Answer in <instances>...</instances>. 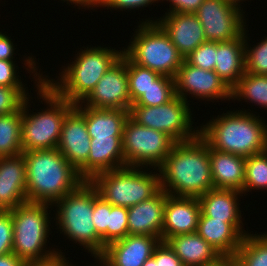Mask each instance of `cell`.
I'll use <instances>...</instances> for the list:
<instances>
[{"instance_id": "4dcf8cb0", "label": "cell", "mask_w": 267, "mask_h": 266, "mask_svg": "<svg viewBox=\"0 0 267 266\" xmlns=\"http://www.w3.org/2000/svg\"><path fill=\"white\" fill-rule=\"evenodd\" d=\"M255 189L267 190V150L246 158L243 194Z\"/></svg>"}, {"instance_id": "8992f818", "label": "cell", "mask_w": 267, "mask_h": 266, "mask_svg": "<svg viewBox=\"0 0 267 266\" xmlns=\"http://www.w3.org/2000/svg\"><path fill=\"white\" fill-rule=\"evenodd\" d=\"M55 225L70 241L83 246L94 256L101 255V237L92 220L94 211V185L85 180L75 190L57 200ZM62 231V232H61Z\"/></svg>"}, {"instance_id": "f546056e", "label": "cell", "mask_w": 267, "mask_h": 266, "mask_svg": "<svg viewBox=\"0 0 267 266\" xmlns=\"http://www.w3.org/2000/svg\"><path fill=\"white\" fill-rule=\"evenodd\" d=\"M235 257L238 266H267V233H248Z\"/></svg>"}, {"instance_id": "1f68e13d", "label": "cell", "mask_w": 267, "mask_h": 266, "mask_svg": "<svg viewBox=\"0 0 267 266\" xmlns=\"http://www.w3.org/2000/svg\"><path fill=\"white\" fill-rule=\"evenodd\" d=\"M175 97L174 78L161 75L132 105L159 106L170 102Z\"/></svg>"}, {"instance_id": "ac0fdd59", "label": "cell", "mask_w": 267, "mask_h": 266, "mask_svg": "<svg viewBox=\"0 0 267 266\" xmlns=\"http://www.w3.org/2000/svg\"><path fill=\"white\" fill-rule=\"evenodd\" d=\"M27 200L26 164L23 153L0 157V207L3 211L15 209Z\"/></svg>"}, {"instance_id": "ffe728a7", "label": "cell", "mask_w": 267, "mask_h": 266, "mask_svg": "<svg viewBox=\"0 0 267 266\" xmlns=\"http://www.w3.org/2000/svg\"><path fill=\"white\" fill-rule=\"evenodd\" d=\"M90 140L85 118L74 108L64 120L57 149L78 170L88 159Z\"/></svg>"}, {"instance_id": "9c48e42d", "label": "cell", "mask_w": 267, "mask_h": 266, "mask_svg": "<svg viewBox=\"0 0 267 266\" xmlns=\"http://www.w3.org/2000/svg\"><path fill=\"white\" fill-rule=\"evenodd\" d=\"M140 23L123 53L141 67L174 78L184 57L157 22Z\"/></svg>"}, {"instance_id": "7bdbcfd3", "label": "cell", "mask_w": 267, "mask_h": 266, "mask_svg": "<svg viewBox=\"0 0 267 266\" xmlns=\"http://www.w3.org/2000/svg\"><path fill=\"white\" fill-rule=\"evenodd\" d=\"M159 266H184L167 242L159 243Z\"/></svg>"}, {"instance_id": "cb8c5ba5", "label": "cell", "mask_w": 267, "mask_h": 266, "mask_svg": "<svg viewBox=\"0 0 267 266\" xmlns=\"http://www.w3.org/2000/svg\"><path fill=\"white\" fill-rule=\"evenodd\" d=\"M244 33L229 41L216 42V64L214 71L232 90L245 73Z\"/></svg>"}, {"instance_id": "7dc6e473", "label": "cell", "mask_w": 267, "mask_h": 266, "mask_svg": "<svg viewBox=\"0 0 267 266\" xmlns=\"http://www.w3.org/2000/svg\"><path fill=\"white\" fill-rule=\"evenodd\" d=\"M61 1H67V3H71V5L75 4V6H78L81 8L84 7V9L86 8H91V9H94L96 6L97 7H100L101 6V2L102 0H61Z\"/></svg>"}, {"instance_id": "7c38bea8", "label": "cell", "mask_w": 267, "mask_h": 266, "mask_svg": "<svg viewBox=\"0 0 267 266\" xmlns=\"http://www.w3.org/2000/svg\"><path fill=\"white\" fill-rule=\"evenodd\" d=\"M244 13L243 9L225 0H204L195 15L204 29L206 40L222 42L234 40L248 29Z\"/></svg>"}, {"instance_id": "7402d4cb", "label": "cell", "mask_w": 267, "mask_h": 266, "mask_svg": "<svg viewBox=\"0 0 267 266\" xmlns=\"http://www.w3.org/2000/svg\"><path fill=\"white\" fill-rule=\"evenodd\" d=\"M243 193L232 189H211L198 198L201 213L214 220H226L243 236L248 234L243 228L239 196Z\"/></svg>"}, {"instance_id": "d6986e66", "label": "cell", "mask_w": 267, "mask_h": 266, "mask_svg": "<svg viewBox=\"0 0 267 266\" xmlns=\"http://www.w3.org/2000/svg\"><path fill=\"white\" fill-rule=\"evenodd\" d=\"M126 166L122 136L95 137L90 140L87 161L77 171L84 180L90 181L98 173Z\"/></svg>"}, {"instance_id": "9a60e30c", "label": "cell", "mask_w": 267, "mask_h": 266, "mask_svg": "<svg viewBox=\"0 0 267 266\" xmlns=\"http://www.w3.org/2000/svg\"><path fill=\"white\" fill-rule=\"evenodd\" d=\"M154 22H157L168 34L171 42L184 58L207 41L204 29L195 13H165L157 20L149 18L143 21V23Z\"/></svg>"}, {"instance_id": "e0dca14e", "label": "cell", "mask_w": 267, "mask_h": 266, "mask_svg": "<svg viewBox=\"0 0 267 266\" xmlns=\"http://www.w3.org/2000/svg\"><path fill=\"white\" fill-rule=\"evenodd\" d=\"M201 206L198 198L167 195L164 207L162 241L197 231Z\"/></svg>"}, {"instance_id": "484cf974", "label": "cell", "mask_w": 267, "mask_h": 266, "mask_svg": "<svg viewBox=\"0 0 267 266\" xmlns=\"http://www.w3.org/2000/svg\"><path fill=\"white\" fill-rule=\"evenodd\" d=\"M75 109L85 118L90 138L123 136L129 110L99 109L75 104Z\"/></svg>"}, {"instance_id": "b9f144b4", "label": "cell", "mask_w": 267, "mask_h": 266, "mask_svg": "<svg viewBox=\"0 0 267 266\" xmlns=\"http://www.w3.org/2000/svg\"><path fill=\"white\" fill-rule=\"evenodd\" d=\"M161 1V0H159ZM164 1V0H162ZM171 2L165 13H195L204 0H166Z\"/></svg>"}, {"instance_id": "f907efd6", "label": "cell", "mask_w": 267, "mask_h": 266, "mask_svg": "<svg viewBox=\"0 0 267 266\" xmlns=\"http://www.w3.org/2000/svg\"><path fill=\"white\" fill-rule=\"evenodd\" d=\"M94 258L96 259L95 260L96 261L95 263H98V264L97 265L91 264L92 266H108L107 263L100 256H94ZM71 266H74V265L71 264Z\"/></svg>"}, {"instance_id": "5b68a950", "label": "cell", "mask_w": 267, "mask_h": 266, "mask_svg": "<svg viewBox=\"0 0 267 266\" xmlns=\"http://www.w3.org/2000/svg\"><path fill=\"white\" fill-rule=\"evenodd\" d=\"M122 54L123 48L122 51L101 46L80 49L75 60L61 69L57 80L45 75L44 83L70 103H81Z\"/></svg>"}, {"instance_id": "ee69618b", "label": "cell", "mask_w": 267, "mask_h": 266, "mask_svg": "<svg viewBox=\"0 0 267 266\" xmlns=\"http://www.w3.org/2000/svg\"><path fill=\"white\" fill-rule=\"evenodd\" d=\"M69 262L62 252H57L46 259L26 262L25 266H71Z\"/></svg>"}, {"instance_id": "ba28073f", "label": "cell", "mask_w": 267, "mask_h": 266, "mask_svg": "<svg viewBox=\"0 0 267 266\" xmlns=\"http://www.w3.org/2000/svg\"><path fill=\"white\" fill-rule=\"evenodd\" d=\"M52 207L47 203L25 202L11 210L13 253L25 263L46 259L61 252L58 248L46 250L47 238L51 231V210L48 213V208Z\"/></svg>"}, {"instance_id": "60d3db41", "label": "cell", "mask_w": 267, "mask_h": 266, "mask_svg": "<svg viewBox=\"0 0 267 266\" xmlns=\"http://www.w3.org/2000/svg\"><path fill=\"white\" fill-rule=\"evenodd\" d=\"M159 0H102L100 7H107L108 9H120L121 11H125L128 9L134 10L136 9H142L143 7H147L149 5H152V3H155Z\"/></svg>"}, {"instance_id": "8d00e7d4", "label": "cell", "mask_w": 267, "mask_h": 266, "mask_svg": "<svg viewBox=\"0 0 267 266\" xmlns=\"http://www.w3.org/2000/svg\"><path fill=\"white\" fill-rule=\"evenodd\" d=\"M184 60L197 68L214 71L216 64V42L206 41L197 47Z\"/></svg>"}, {"instance_id": "7a4b0ae2", "label": "cell", "mask_w": 267, "mask_h": 266, "mask_svg": "<svg viewBox=\"0 0 267 266\" xmlns=\"http://www.w3.org/2000/svg\"><path fill=\"white\" fill-rule=\"evenodd\" d=\"M23 67L34 74L37 98L49 107L41 112L29 113L31 96L26 97L22 104L21 145L23 152L54 149L58 147L62 126L66 116L75 108V104L59 97L44 83L45 76L37 73V62L34 56L25 58ZM27 66V68H26ZM36 75V76H35ZM43 75V76H42ZM29 104V105H28ZM29 106V108H28Z\"/></svg>"}, {"instance_id": "f6af8a7d", "label": "cell", "mask_w": 267, "mask_h": 266, "mask_svg": "<svg viewBox=\"0 0 267 266\" xmlns=\"http://www.w3.org/2000/svg\"><path fill=\"white\" fill-rule=\"evenodd\" d=\"M7 34L0 31V60H13L16 49Z\"/></svg>"}, {"instance_id": "3957f363", "label": "cell", "mask_w": 267, "mask_h": 266, "mask_svg": "<svg viewBox=\"0 0 267 266\" xmlns=\"http://www.w3.org/2000/svg\"><path fill=\"white\" fill-rule=\"evenodd\" d=\"M233 111L223 112L200 126L199 135L209 147L245 158L267 150L266 120L251 110Z\"/></svg>"}, {"instance_id": "30bf717a", "label": "cell", "mask_w": 267, "mask_h": 266, "mask_svg": "<svg viewBox=\"0 0 267 266\" xmlns=\"http://www.w3.org/2000/svg\"><path fill=\"white\" fill-rule=\"evenodd\" d=\"M175 141L166 133L139 125L130 116L122 136L125 164L131 167L148 166L157 170L165 161Z\"/></svg>"}, {"instance_id": "836d02e7", "label": "cell", "mask_w": 267, "mask_h": 266, "mask_svg": "<svg viewBox=\"0 0 267 266\" xmlns=\"http://www.w3.org/2000/svg\"><path fill=\"white\" fill-rule=\"evenodd\" d=\"M245 35V73H253L256 75H267V37L257 45L249 46L247 30Z\"/></svg>"}, {"instance_id": "c3c4849f", "label": "cell", "mask_w": 267, "mask_h": 266, "mask_svg": "<svg viewBox=\"0 0 267 266\" xmlns=\"http://www.w3.org/2000/svg\"><path fill=\"white\" fill-rule=\"evenodd\" d=\"M205 266H238L235 256H222L217 262Z\"/></svg>"}, {"instance_id": "83f0119b", "label": "cell", "mask_w": 267, "mask_h": 266, "mask_svg": "<svg viewBox=\"0 0 267 266\" xmlns=\"http://www.w3.org/2000/svg\"><path fill=\"white\" fill-rule=\"evenodd\" d=\"M21 123L22 107L15 113L0 115V157L23 153Z\"/></svg>"}, {"instance_id": "681fc988", "label": "cell", "mask_w": 267, "mask_h": 266, "mask_svg": "<svg viewBox=\"0 0 267 266\" xmlns=\"http://www.w3.org/2000/svg\"><path fill=\"white\" fill-rule=\"evenodd\" d=\"M143 266H159V244L154 249L152 257L147 259Z\"/></svg>"}, {"instance_id": "5bb4252c", "label": "cell", "mask_w": 267, "mask_h": 266, "mask_svg": "<svg viewBox=\"0 0 267 266\" xmlns=\"http://www.w3.org/2000/svg\"><path fill=\"white\" fill-rule=\"evenodd\" d=\"M81 105L99 109H131L128 89L127 56L122 57L103 75Z\"/></svg>"}, {"instance_id": "603a6c76", "label": "cell", "mask_w": 267, "mask_h": 266, "mask_svg": "<svg viewBox=\"0 0 267 266\" xmlns=\"http://www.w3.org/2000/svg\"><path fill=\"white\" fill-rule=\"evenodd\" d=\"M209 157L214 188L243 193L246 158L210 147Z\"/></svg>"}, {"instance_id": "2e32d148", "label": "cell", "mask_w": 267, "mask_h": 266, "mask_svg": "<svg viewBox=\"0 0 267 266\" xmlns=\"http://www.w3.org/2000/svg\"><path fill=\"white\" fill-rule=\"evenodd\" d=\"M160 241L158 237L128 234L107 245L100 257L108 266H143Z\"/></svg>"}, {"instance_id": "d4e9b609", "label": "cell", "mask_w": 267, "mask_h": 266, "mask_svg": "<svg viewBox=\"0 0 267 266\" xmlns=\"http://www.w3.org/2000/svg\"><path fill=\"white\" fill-rule=\"evenodd\" d=\"M184 266H205L217 262L222 255L197 232L179 234L166 241Z\"/></svg>"}, {"instance_id": "6da1fadb", "label": "cell", "mask_w": 267, "mask_h": 266, "mask_svg": "<svg viewBox=\"0 0 267 266\" xmlns=\"http://www.w3.org/2000/svg\"><path fill=\"white\" fill-rule=\"evenodd\" d=\"M157 171L161 189L169 195L199 198L214 189L209 145L199 134L192 140L175 142Z\"/></svg>"}, {"instance_id": "f35d334b", "label": "cell", "mask_w": 267, "mask_h": 266, "mask_svg": "<svg viewBox=\"0 0 267 266\" xmlns=\"http://www.w3.org/2000/svg\"><path fill=\"white\" fill-rule=\"evenodd\" d=\"M13 220L10 211L0 213V256L13 252Z\"/></svg>"}, {"instance_id": "ab89813d", "label": "cell", "mask_w": 267, "mask_h": 266, "mask_svg": "<svg viewBox=\"0 0 267 266\" xmlns=\"http://www.w3.org/2000/svg\"><path fill=\"white\" fill-rule=\"evenodd\" d=\"M18 68L13 60H0V86L25 87L21 77L16 75Z\"/></svg>"}, {"instance_id": "e575fe53", "label": "cell", "mask_w": 267, "mask_h": 266, "mask_svg": "<svg viewBox=\"0 0 267 266\" xmlns=\"http://www.w3.org/2000/svg\"><path fill=\"white\" fill-rule=\"evenodd\" d=\"M111 204L105 201L94 186V211L92 220L97 234L101 237V254L107 246V226H109V212Z\"/></svg>"}, {"instance_id": "f1b7e54d", "label": "cell", "mask_w": 267, "mask_h": 266, "mask_svg": "<svg viewBox=\"0 0 267 266\" xmlns=\"http://www.w3.org/2000/svg\"><path fill=\"white\" fill-rule=\"evenodd\" d=\"M233 100H246L267 110V75L244 73L232 89Z\"/></svg>"}, {"instance_id": "4fadbf2b", "label": "cell", "mask_w": 267, "mask_h": 266, "mask_svg": "<svg viewBox=\"0 0 267 266\" xmlns=\"http://www.w3.org/2000/svg\"><path fill=\"white\" fill-rule=\"evenodd\" d=\"M174 84L176 96L186 102L190 94L203 101L232 100V90L215 71L194 67L185 60L174 76Z\"/></svg>"}, {"instance_id": "bcb514c9", "label": "cell", "mask_w": 267, "mask_h": 266, "mask_svg": "<svg viewBox=\"0 0 267 266\" xmlns=\"http://www.w3.org/2000/svg\"><path fill=\"white\" fill-rule=\"evenodd\" d=\"M0 266H25V262L12 252L0 256Z\"/></svg>"}, {"instance_id": "44dd1931", "label": "cell", "mask_w": 267, "mask_h": 266, "mask_svg": "<svg viewBox=\"0 0 267 266\" xmlns=\"http://www.w3.org/2000/svg\"><path fill=\"white\" fill-rule=\"evenodd\" d=\"M167 193L162 189L152 198L128 207V234L158 237L162 241Z\"/></svg>"}, {"instance_id": "4316f807", "label": "cell", "mask_w": 267, "mask_h": 266, "mask_svg": "<svg viewBox=\"0 0 267 266\" xmlns=\"http://www.w3.org/2000/svg\"><path fill=\"white\" fill-rule=\"evenodd\" d=\"M222 256H235L244 236L226 220H214L200 213L197 231Z\"/></svg>"}, {"instance_id": "74e56055", "label": "cell", "mask_w": 267, "mask_h": 266, "mask_svg": "<svg viewBox=\"0 0 267 266\" xmlns=\"http://www.w3.org/2000/svg\"><path fill=\"white\" fill-rule=\"evenodd\" d=\"M27 87L0 86V115L15 113L26 99L30 96Z\"/></svg>"}, {"instance_id": "d6a6232c", "label": "cell", "mask_w": 267, "mask_h": 266, "mask_svg": "<svg viewBox=\"0 0 267 266\" xmlns=\"http://www.w3.org/2000/svg\"><path fill=\"white\" fill-rule=\"evenodd\" d=\"M127 74L131 105L161 76L158 72L133 63L128 57Z\"/></svg>"}, {"instance_id": "816d5d0a", "label": "cell", "mask_w": 267, "mask_h": 266, "mask_svg": "<svg viewBox=\"0 0 267 266\" xmlns=\"http://www.w3.org/2000/svg\"><path fill=\"white\" fill-rule=\"evenodd\" d=\"M225 1H227L228 3H231V4L241 8V6H240L241 4H239V3H241V1L243 2L245 0H225Z\"/></svg>"}, {"instance_id": "277c9868", "label": "cell", "mask_w": 267, "mask_h": 266, "mask_svg": "<svg viewBox=\"0 0 267 266\" xmlns=\"http://www.w3.org/2000/svg\"><path fill=\"white\" fill-rule=\"evenodd\" d=\"M28 202L53 205L85 180L57 149L23 152Z\"/></svg>"}, {"instance_id": "52a82bcc", "label": "cell", "mask_w": 267, "mask_h": 266, "mask_svg": "<svg viewBox=\"0 0 267 266\" xmlns=\"http://www.w3.org/2000/svg\"><path fill=\"white\" fill-rule=\"evenodd\" d=\"M148 170L151 169L126 166L98 173L90 182L105 201L128 208L152 198L161 190L160 173Z\"/></svg>"}, {"instance_id": "d590c367", "label": "cell", "mask_w": 267, "mask_h": 266, "mask_svg": "<svg viewBox=\"0 0 267 266\" xmlns=\"http://www.w3.org/2000/svg\"><path fill=\"white\" fill-rule=\"evenodd\" d=\"M128 208L111 205L109 226H107V245L128 235Z\"/></svg>"}, {"instance_id": "8fae6325", "label": "cell", "mask_w": 267, "mask_h": 266, "mask_svg": "<svg viewBox=\"0 0 267 266\" xmlns=\"http://www.w3.org/2000/svg\"><path fill=\"white\" fill-rule=\"evenodd\" d=\"M189 105L176 96L159 106L132 105L130 117L139 125L166 133L175 142L188 141L199 134V127L196 129L192 126L194 122Z\"/></svg>"}]
</instances>
